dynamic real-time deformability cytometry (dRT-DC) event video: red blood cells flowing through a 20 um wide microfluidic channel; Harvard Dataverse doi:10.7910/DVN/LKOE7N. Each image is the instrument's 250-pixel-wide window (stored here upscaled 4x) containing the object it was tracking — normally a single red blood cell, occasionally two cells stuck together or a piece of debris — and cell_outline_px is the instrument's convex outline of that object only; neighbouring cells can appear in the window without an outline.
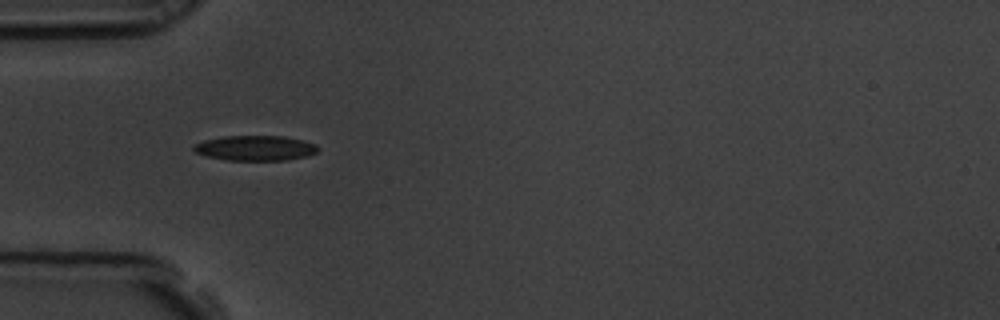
{"species": "common noctule bat (a hibernating species)", "species_latin": "Nyctalus noctula", "temperature_condition": "room temperature", "stored_images_in_passage": 6, "camera_frame_rate_fps": 3000, "um_per_image_px": 0.085, "animal": {"sex": "male", "body_mass_g": 19.5, "forearm_length_mm": 54.6}, "frame": {"image": 1, "passage_image": 5, "time_ms": 1.333, "image_size_px": [1000, 320], "cell_outline_px": [[320, 148], [316, 152], [308, 156], [288, 160], [228, 160], [204, 156], [196, 152], [192, 148], [196, 144], [204, 140], [224, 136], [284, 136], [316, 144]], "centroid_in_image_um": [21.71, 12.59], "position_along_channel_um": 63.3, "area_um2": 18.15}}